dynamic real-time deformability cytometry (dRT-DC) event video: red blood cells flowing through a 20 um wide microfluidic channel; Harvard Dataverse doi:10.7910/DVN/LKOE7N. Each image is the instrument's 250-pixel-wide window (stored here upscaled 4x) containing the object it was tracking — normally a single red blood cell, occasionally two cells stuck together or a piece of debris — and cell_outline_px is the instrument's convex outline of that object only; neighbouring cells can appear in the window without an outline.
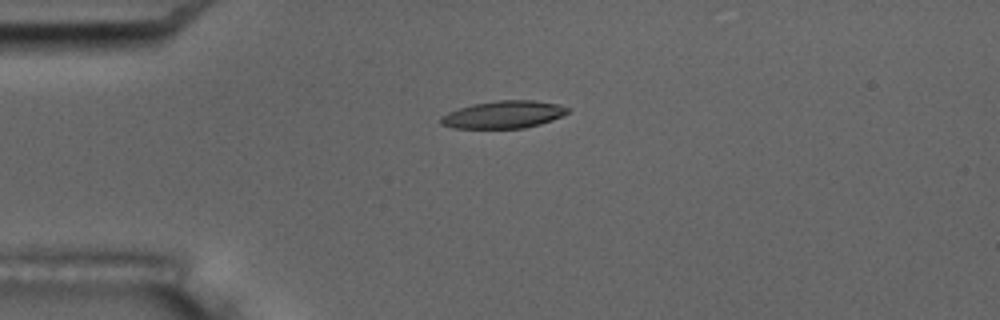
{"species": "common noctule bat (a hibernating species)", "species_latin": "Nyctalus noctula", "temperature_condition": "room temperature", "stored_images_in_passage": 5, "camera_frame_rate_fps": 3000, "um_per_image_px": 0.085, "animal": {"sex": "male", "body_mass_g": 17.5, "forearm_length_mm": 52.3}, "frame": {"image": 1, "passage_image": 4, "time_ms": 3.667, "image_size_px": [1000, 320], "cell_outline_px": [[568, 112], [552, 120], [540, 124], [524, 128], [452, 128], [440, 124], [440, 116], [448, 112], [472, 104], [496, 100], [532, 100], [560, 104], [568, 108]], "centroid_in_image_um": [42.77, 9.74], "position_along_channel_um": 42.2, "area_um2": 20.29}}